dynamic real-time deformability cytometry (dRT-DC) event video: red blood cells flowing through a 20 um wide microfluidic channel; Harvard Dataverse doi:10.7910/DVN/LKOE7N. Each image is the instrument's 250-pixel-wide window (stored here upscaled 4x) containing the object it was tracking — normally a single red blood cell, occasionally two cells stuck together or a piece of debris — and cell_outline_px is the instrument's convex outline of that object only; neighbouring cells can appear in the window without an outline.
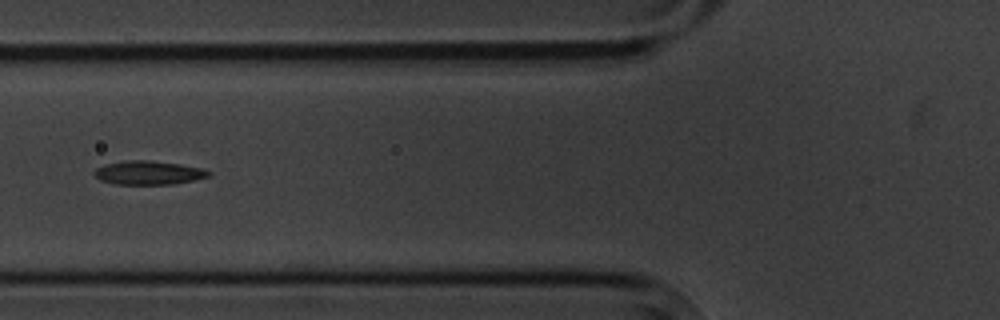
{"species": "common noctule bat (a hibernating species)", "species_latin": "Nyctalus noctula", "temperature_condition": "cold", "stored_images_in_passage": 7, "camera_frame_rate_fps": 3000, "um_per_image_px": 0.085, "animal": {"sex": "male", "body_mass_g": 20.1, "forearm_length_mm": 53.5}, "frame": {"image": 1, "passage_image": 6, "time_ms": 6.667, "image_size_px": [1000, 320], "cell_outline_px": [[212, 172], [208, 176], [192, 180], [172, 184], [116, 184], [100, 180], [92, 172], [96, 168], [104, 164], [128, 160], [148, 160], [180, 164], [204, 168]], "centroid_in_image_um": [12.61, 14.67], "position_along_channel_um": 113.2, "area_um2": 15.78}}
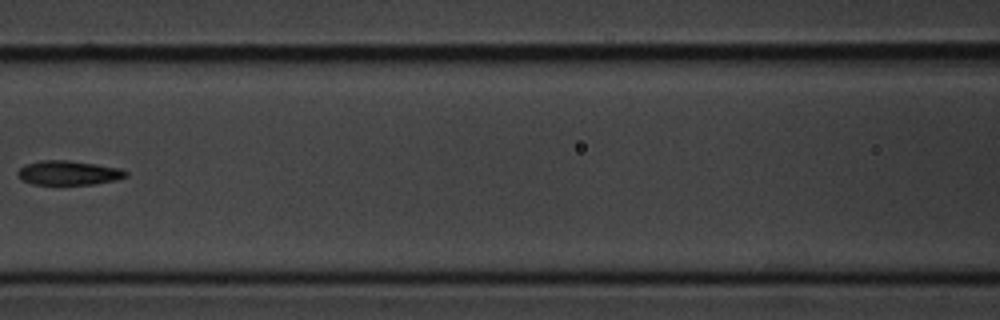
{"frame": {"image": 2, "passage_image": 7, "time_ms": 8.0, "image_size_px": [1000, 320], "cell_outline_px": [[128, 176], [116, 180], [96, 184], [32, 184], [20, 180], [16, 172], [20, 168], [28, 164], [40, 160], [68, 160], [96, 164], [120, 168], [128, 172]], "centroid_in_image_um": [5.83, 14.69], "position_along_channel_um": 160.8, "area_um2": 15.37}}